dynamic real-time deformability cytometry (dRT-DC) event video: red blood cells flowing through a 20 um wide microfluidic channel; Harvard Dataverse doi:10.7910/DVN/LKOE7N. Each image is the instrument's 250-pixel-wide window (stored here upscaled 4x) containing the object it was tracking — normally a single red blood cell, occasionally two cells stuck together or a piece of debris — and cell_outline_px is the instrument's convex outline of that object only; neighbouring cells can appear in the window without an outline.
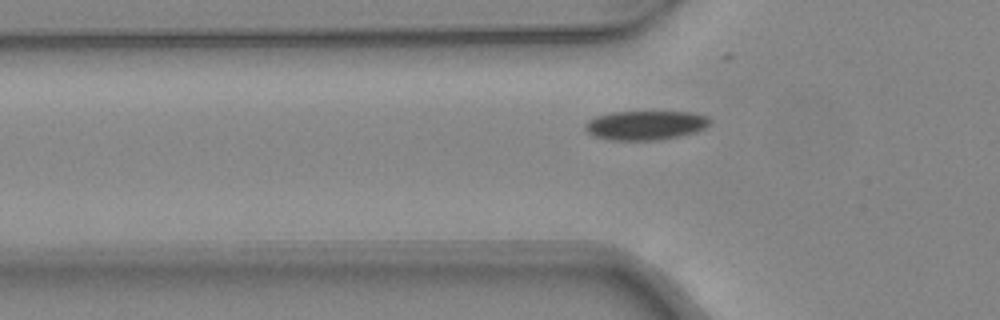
{"species": "common noctule bat (a hibernating species)", "species_latin": "Nyctalus noctula", "temperature_condition": "warm", "stored_images_in_passage": 31, "camera_frame_rate_fps": 3000, "um_per_image_px": 0.085, "animal": {"sex": "female", "body_mass_g": 24.6, "forearm_length_mm": 56.2}, "frame": {"image": 1, "passage_image": 4, "time_ms": 1.0, "image_size_px": [1000, 320], "cell_outline_px": [[712, 124], [696, 132], [680, 136], [660, 140], [612, 140], [596, 136], [588, 132], [584, 128], [584, 124], [588, 120], [596, 116], [612, 112], [692, 112], [708, 116], [712, 120]], "centroid_in_image_um": [54.92, 10.64], "position_along_channel_um": 70.9, "area_um2": 21.39}}
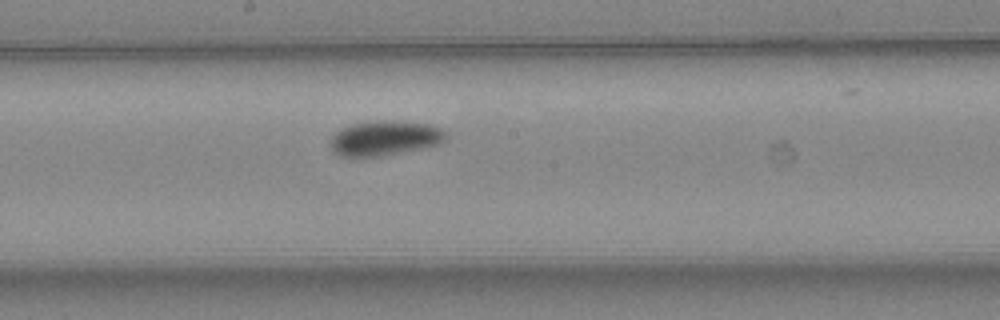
{"frame": {"image": 2, "passage_image": 14, "time_ms": 4.333, "image_size_px": [1000, 320], "cell_outline_px": [[448, 136], [440, 144], [424, 148], [380, 156], [340, 156], [332, 152], [328, 144], [332, 136], [336, 132], [352, 124], [368, 120], [392, 120], [428, 124], [440, 128]], "centroid_in_image_um": [32.68, 11.74], "position_along_channel_um": 215.5, "area_um2": 23.64}}
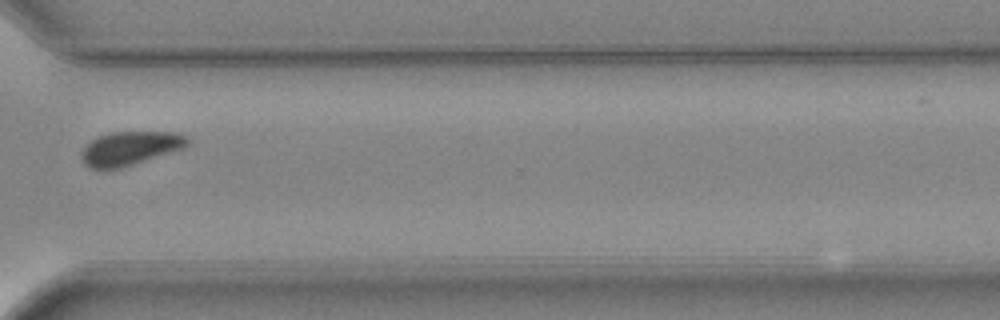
{"frame": {"image": 3, "passage_image": 24, "time_ms": 7.667, "image_size_px": [1000, 320], "cell_outline_px": [[192, 140], [184, 148], [120, 168], [88, 168], [84, 164], [80, 156], [84, 148], [92, 140], [100, 136], [112, 132], [176, 132], [188, 136]], "centroid_in_image_um": [11.09, 12.59], "position_along_channel_um": 359.5, "area_um2": 20.69}, "authors_computed_cell_mechanics": {"area_um2": 22.3108, "velocity_mm_per_s": 4.3284, "shape_relaxation_time_tau1_ms": 10.4728, "shape_relaxation_time_tau2_ms": null, "deformation_change_tau1": 0.1818, "deformation_change_tau2": null}}